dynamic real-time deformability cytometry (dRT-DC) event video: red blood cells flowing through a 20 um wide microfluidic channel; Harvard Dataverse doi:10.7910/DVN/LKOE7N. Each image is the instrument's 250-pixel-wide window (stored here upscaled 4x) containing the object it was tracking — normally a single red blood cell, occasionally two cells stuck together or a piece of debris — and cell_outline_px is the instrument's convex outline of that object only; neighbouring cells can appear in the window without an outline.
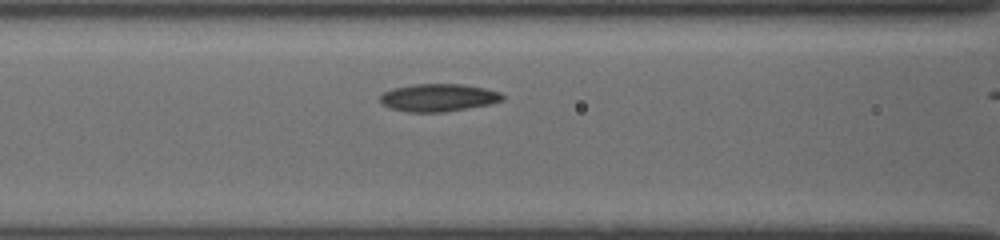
{"species": "common noctule bat (a hibernating species)", "species_latin": "Nyctalus noctula", "temperature_condition": "cold", "stored_images_in_passage": 29, "camera_frame_rate_fps": 3000, "um_per_image_px": 0.085, "animal": {"sex": "female", "body_mass_g": 19.5, "forearm_length_mm": 54.1}, "frame": {"image": 1, "passage_image": 8, "time_ms": 2.667, "image_size_px": [1000, 240], "cell_outline_px": [[504, 100], [492, 104], [444, 112], [408, 112], [392, 108], [384, 104], [380, 100], [380, 96], [384, 92], [392, 88], [416, 84], [460, 84], [484, 88], [500, 92], [504, 96]], "centroid_in_image_um": [37.3, 8.3], "position_along_channel_um": 129.3, "area_um2": 19.65}}
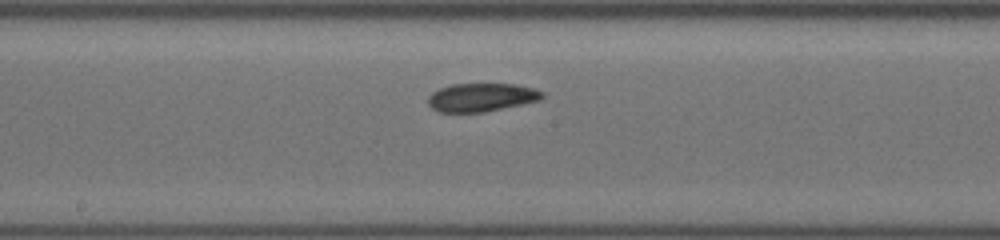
{"frame": {"image": 2, "passage_image": 14, "time_ms": 4.667, "image_size_px": [1000, 240], "cell_outline_px": [[544, 96], [540, 100], [484, 112], [440, 112], [432, 108], [428, 104], [428, 96], [432, 92], [440, 88], [452, 84], [516, 84], [536, 88], [544, 92]], "centroid_in_image_um": [40.94, 8.27], "position_along_channel_um": 207.3, "area_um2": 18.9}}
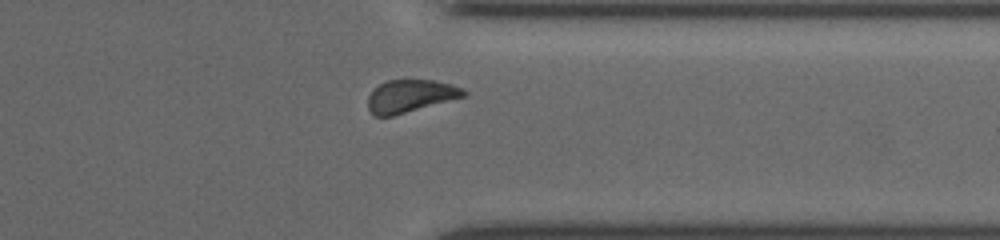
{"frame": {"image": 3, "passage_image": 27, "time_ms": 9.0, "image_size_px": [1000, 240], "cell_outline_px": [[468, 96], [392, 116], [372, 116], [368, 108], [368, 96], [380, 84], [388, 80], [436, 80], [452, 84], [464, 88], [468, 92]], "centroid_in_image_um": [34.94, 8.16], "position_along_channel_um": 376.5, "area_um2": 18.38}}